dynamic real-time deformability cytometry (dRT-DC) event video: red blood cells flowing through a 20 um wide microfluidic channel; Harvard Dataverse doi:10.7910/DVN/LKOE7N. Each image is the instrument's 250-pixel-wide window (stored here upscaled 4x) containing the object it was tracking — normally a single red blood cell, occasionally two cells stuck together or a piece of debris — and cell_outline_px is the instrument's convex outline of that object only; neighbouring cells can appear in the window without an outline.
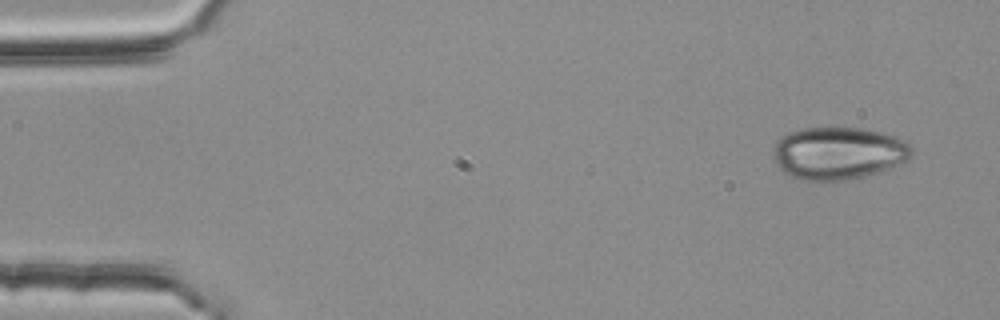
{"species": "common noctule bat (a hibernating species)", "species_latin": "Nyctalus noctula", "temperature_condition": "room temperature", "stored_images_in_passage": 4, "segment_of_instrument_passage": [1, 2], "camera_frame_rate_fps": 3000, "um_per_image_px": 0.085, "animal": {"sex": "female", "body_mass_g": 25.1}, "frame": {"image": 1, "passage_image": 1, "time_ms": 0.0, "image_size_px": [1000, 320], "cell_outline_px": [[912, 156], [888, 168], [864, 176], [832, 184], [824, 184], [800, 180], [788, 176], [776, 164], [776, 140], [780, 136], [788, 132], [804, 128], [860, 128], [880, 132], [904, 140], [912, 148]], "centroid_in_image_um": [71.21, 13.06], "position_along_channel_um": 13.8, "area_um2": 42.66}}